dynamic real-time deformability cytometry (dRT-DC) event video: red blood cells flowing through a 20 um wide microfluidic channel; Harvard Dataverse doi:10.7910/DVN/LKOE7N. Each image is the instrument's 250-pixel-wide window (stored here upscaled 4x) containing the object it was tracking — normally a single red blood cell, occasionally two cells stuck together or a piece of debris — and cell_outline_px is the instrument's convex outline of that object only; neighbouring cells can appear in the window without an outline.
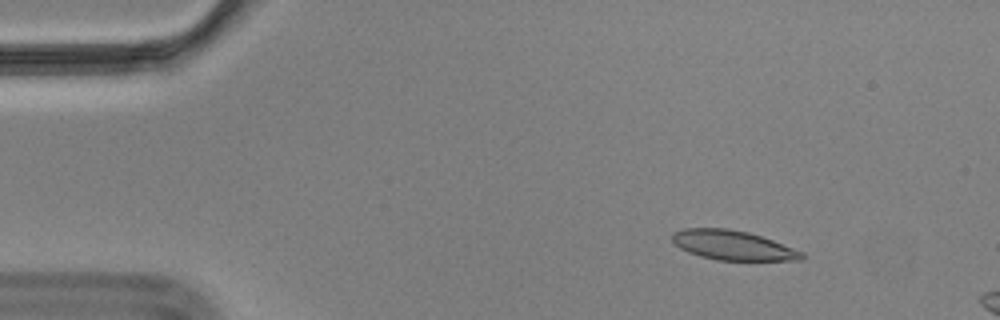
{"species": "Egyptian fruit bat (a non-hibernating species)", "species_latin": "Rousettus aegyptiacus", "temperature_condition": "cold", "stored_images_in_passage": 14, "camera_frame_rate_fps": 3000, "um_per_image_px": 0.085, "animal": {"sex": "male"}, "frame": {"image": 1, "passage_image": 8, "time_ms": 2.333, "image_size_px": [1000, 320], "cell_outline_px": [[804, 260], [716, 260], [700, 256], [688, 252], [680, 248], [672, 240], [672, 232], [684, 228], [728, 228], [748, 232], [772, 240], [804, 252]], "centroid_in_image_um": [62.27, 20.84], "position_along_channel_um": 22.7, "area_um2": 22.25}}